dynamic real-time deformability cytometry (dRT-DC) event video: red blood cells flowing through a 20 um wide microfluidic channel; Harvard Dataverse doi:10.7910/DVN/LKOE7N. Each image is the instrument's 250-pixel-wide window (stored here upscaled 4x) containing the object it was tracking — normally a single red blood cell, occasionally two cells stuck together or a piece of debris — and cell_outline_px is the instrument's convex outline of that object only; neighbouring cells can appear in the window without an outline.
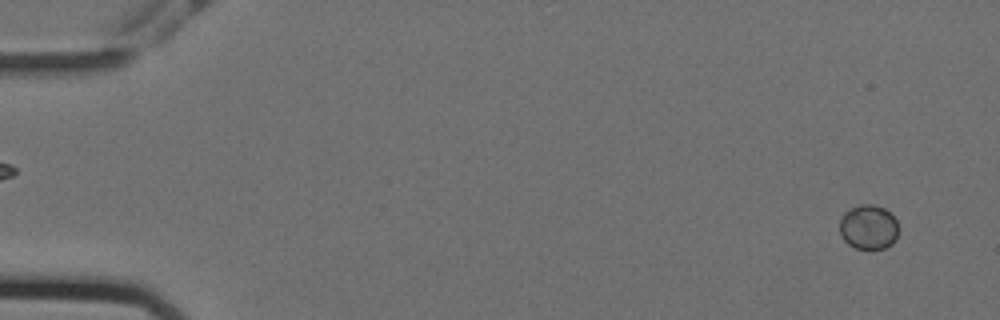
{"species": "Egyptian fruit bat (a non-hibernating species)", "species_latin": "Rousettus aegyptiacus", "temperature_condition": "cold", "stored_images_in_passage": 58, "camera_frame_rate_fps": 3000, "um_per_image_px": 0.085, "animal": {"sex": "female"}, "frame": {"image": 1, "passage_image": 3, "time_ms": 0.667, "image_size_px": [1000, 320], "cell_outline_px": [[896, 240], [892, 244], [884, 248], [856, 248], [848, 244], [840, 236], [840, 216], [844, 212], [860, 204], [872, 204], [884, 208], [896, 220]], "centroid_in_image_um": [73.78, 19.3], "position_along_channel_um": 11.2, "area_um2": 15.14}}
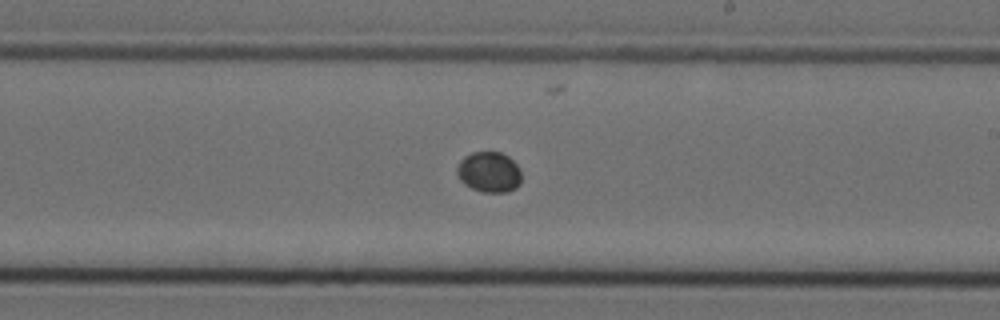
{"frame": {"image": 2, "passage_image": 34, "time_ms": 11.0, "image_size_px": [1000, 320], "cell_outline_px": [[520, 184], [516, 188], [508, 192], [484, 192], [472, 188], [464, 184], [460, 180], [456, 172], [456, 168], [460, 160], [464, 156], [472, 152], [500, 152], [508, 156], [520, 168]], "centroid_in_image_um": [41.56, 14.62], "position_along_channel_um": 247.4, "area_um2": 15.32}}
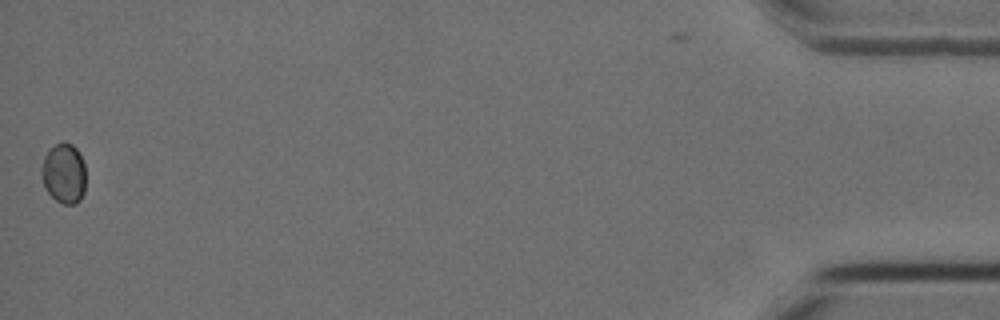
{"frame": {"image": 3, "passage_image": 57, "time_ms": 18.667, "image_size_px": [1000, 320], "cell_outline_px": [[84, 192], [80, 200], [76, 204], [64, 204], [56, 200], [48, 192], [44, 184], [40, 172], [44, 156], [56, 144], [64, 140], [72, 144], [76, 148], [84, 164]], "centroid_in_image_um": [5.42, 14.73], "position_along_channel_um": 429.8, "area_um2": 15.37}}